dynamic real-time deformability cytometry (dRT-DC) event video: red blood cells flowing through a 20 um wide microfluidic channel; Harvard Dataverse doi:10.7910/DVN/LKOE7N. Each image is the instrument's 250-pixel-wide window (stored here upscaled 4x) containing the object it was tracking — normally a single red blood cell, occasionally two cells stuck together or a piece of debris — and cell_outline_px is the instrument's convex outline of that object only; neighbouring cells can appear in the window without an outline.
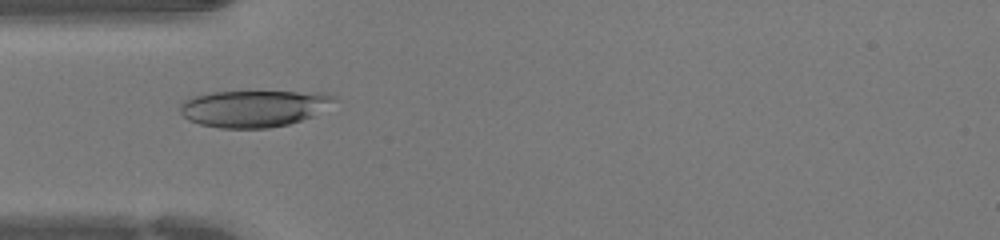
{"species": "human", "species_latin": "Homo sapiens", "temperature_condition": "warm", "stored_images_in_passage": 34, "camera_frame_rate_fps": 3000, "um_per_image_px": 0.085, "donor": {"sex": "female"}, "frame": {"image": 1, "passage_image": 3, "time_ms": 0.667, "image_size_px": [1000, 240], "cell_outline_px": [[336, 100], [312, 116], [288, 124], [268, 128], [220, 128], [200, 124], [188, 120], [180, 112], [180, 104], [184, 100], [192, 96], [208, 92], [328, 92], [336, 96]], "centroid_in_image_um": [21.54, 9.21], "position_along_channel_um": 63.5, "area_um2": 32.95}}
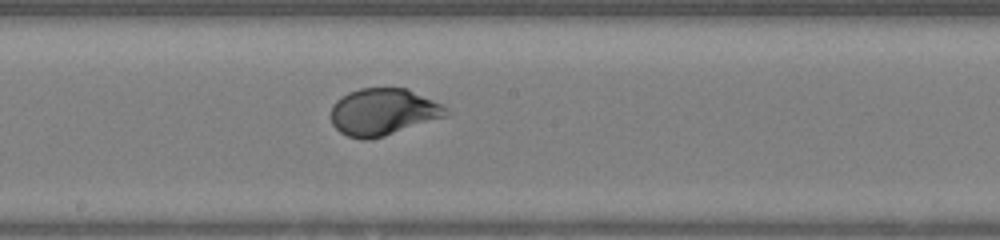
{"frame": {"image": 2, "passage_image": 13, "time_ms": 4.0, "image_size_px": [1000, 240], "cell_outline_px": [[452, 112], [448, 116], [384, 136], [368, 140], [360, 140], [348, 136], [340, 132], [332, 124], [332, 104], [340, 96], [348, 92], [360, 88], [408, 88], [448, 108]], "centroid_in_image_um": [32.57, 9.51], "position_along_channel_um": 215.6, "area_um2": 31.67}}
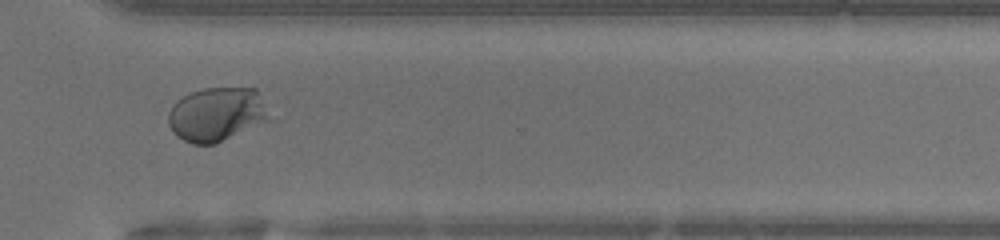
{"frame": {"image": 3, "passage_image": 22, "time_ms": 7.0, "image_size_px": [1000, 240], "cell_outline_px": [[264, 120], [216, 144], [192, 144], [176, 136], [168, 124], [168, 112], [172, 104], [176, 100], [192, 92], [204, 88], [256, 88], [264, 112]], "centroid_in_image_um": [18.26, 9.71], "position_along_channel_um": 352.3, "area_um2": 30.63}}